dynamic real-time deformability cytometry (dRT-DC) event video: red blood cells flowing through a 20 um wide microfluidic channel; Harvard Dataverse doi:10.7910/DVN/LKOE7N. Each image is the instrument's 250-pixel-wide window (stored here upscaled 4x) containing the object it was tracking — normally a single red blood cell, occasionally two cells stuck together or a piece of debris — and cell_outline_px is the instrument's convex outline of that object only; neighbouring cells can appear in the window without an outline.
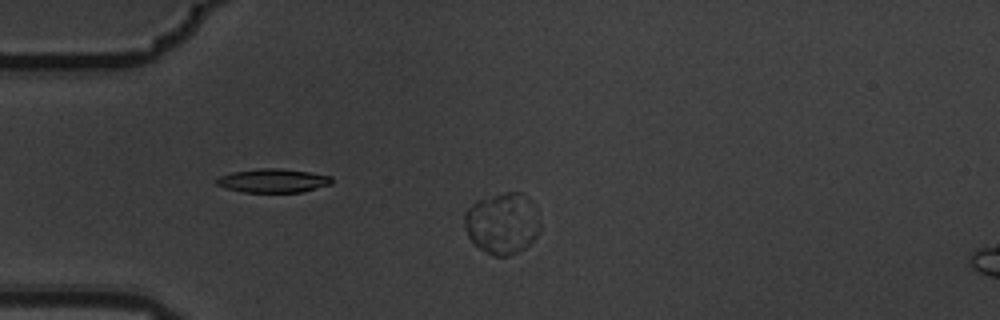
{"species": "common noctule bat (a hibernating species)", "species_latin": "Nyctalus noctula", "temperature_condition": "warm", "stored_images_in_passage": 6, "camera_frame_rate_fps": 3000, "um_per_image_px": 0.085, "animal": {"sex": "male", "body_mass_g": 19.5, "forearm_length_mm": 54.6}, "frame": {"image": 1, "passage_image": 4, "time_ms": 1.0, "image_size_px": [1000, 320], "cell_outline_px": [[540, 232], [524, 248], [508, 256], [496, 256], [484, 252], [468, 236], [464, 228], [464, 212], [476, 200], [504, 192], [524, 192], [540, 224]], "centroid_in_image_um": [42.65, 18.98], "position_along_channel_um": 42.4, "area_um2": 26.7}}
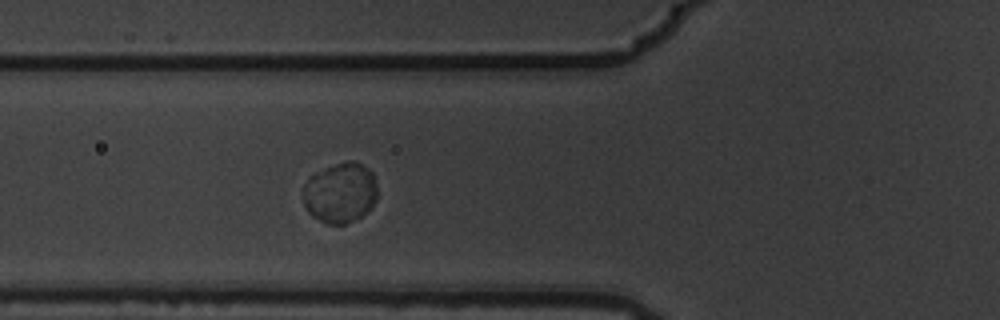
{"frame": {"image": 2, "passage_image": 6, "time_ms": 1.667, "image_size_px": [1000, 320], "cell_outline_px": [[376, 200], [372, 208], [368, 212], [344, 224], [324, 224], [312, 216], [308, 212], [304, 204], [304, 184], [308, 176], [324, 168], [348, 160], [356, 160], [364, 164], [372, 172], [376, 184]], "centroid_in_image_um": [28.92, 16.37], "position_along_channel_um": 96.9, "area_um2": 26.41}}